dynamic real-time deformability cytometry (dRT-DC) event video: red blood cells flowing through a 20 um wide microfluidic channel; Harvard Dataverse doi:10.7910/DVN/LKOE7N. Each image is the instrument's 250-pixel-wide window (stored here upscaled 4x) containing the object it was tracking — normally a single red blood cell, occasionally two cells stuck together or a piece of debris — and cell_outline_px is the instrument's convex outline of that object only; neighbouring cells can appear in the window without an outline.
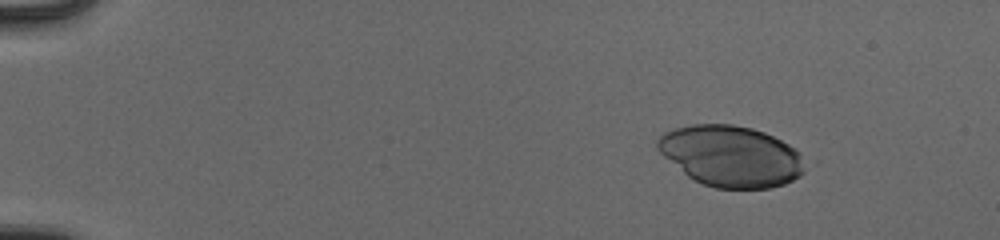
{"species": "human", "species_latin": "Homo sapiens", "temperature_condition": "cold", "stored_images_in_passage": 47, "camera_frame_rate_fps": 3000, "um_per_image_px": 0.085, "donor": {"sex": "male"}, "frame": {"image": 1, "passage_image": 1, "time_ms": 0.0, "image_size_px": [1000, 240], "cell_outline_px": [[804, 172], [800, 176], [784, 184], [772, 188], [716, 188], [704, 184], [688, 176], [664, 156], [656, 148], [656, 140], [664, 132], [676, 128], [692, 124], [732, 124], [752, 128], [764, 132], [796, 148], [800, 152], [804, 168]], "centroid_in_image_um": [62.13, 13.26], "position_along_channel_um": 22.9, "area_um2": 52.19}}
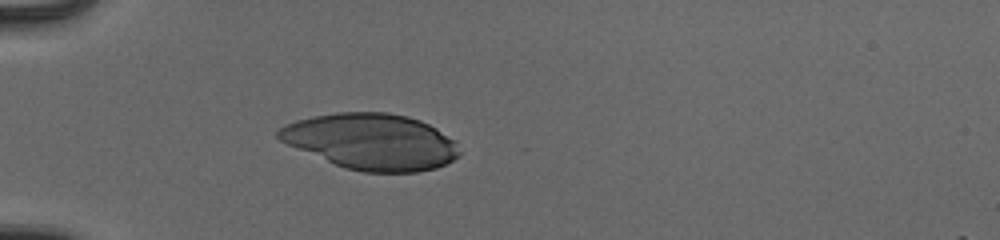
{"frame": {"image": 2, "passage_image": 11, "time_ms": 3.333, "image_size_px": [1000, 240], "cell_outline_px": [[460, 156], [436, 168], [416, 172], [364, 172], [344, 168], [288, 144], [280, 140], [276, 136], [276, 132], [284, 124], [296, 120], [312, 116], [336, 112], [388, 112], [408, 116], [420, 120], [436, 128], [456, 140], [460, 152]], "centroid_in_image_um": [31.59, 12.02], "position_along_channel_um": 53.4, "area_um2": 59.07}}